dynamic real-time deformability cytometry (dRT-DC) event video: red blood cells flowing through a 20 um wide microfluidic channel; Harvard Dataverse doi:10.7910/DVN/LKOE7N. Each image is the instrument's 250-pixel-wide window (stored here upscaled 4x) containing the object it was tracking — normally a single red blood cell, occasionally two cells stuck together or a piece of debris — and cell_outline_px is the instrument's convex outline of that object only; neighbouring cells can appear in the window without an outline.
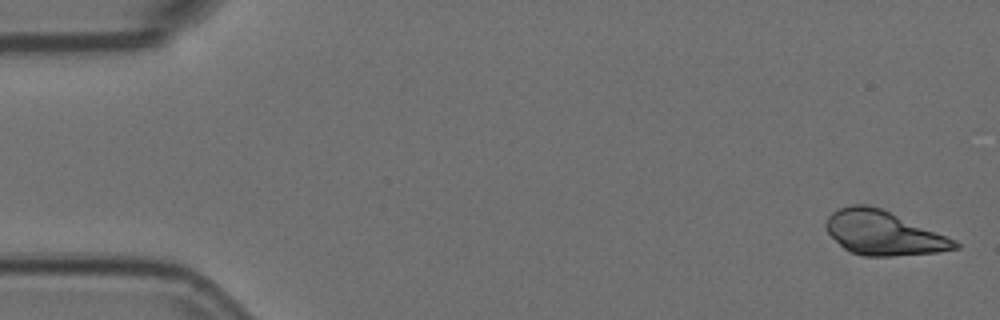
{"species": "Egyptian fruit bat (a non-hibernating species)", "species_latin": "Rousettus aegyptiacus", "temperature_condition": "room temperature", "stored_images_in_passage": 5, "camera_frame_rate_fps": 3000, "um_per_image_px": 0.085, "animal": {"sex": "female"}, "frame": {"image": 1, "passage_image": 1, "time_ms": 0.0, "image_size_px": [1000, 320], "cell_outline_px": [[960, 248], [936, 252], [892, 256], [864, 256], [848, 252], [824, 228], [824, 224], [828, 216], [836, 208], [852, 204], [864, 204], [880, 208], [956, 240], [960, 244]], "centroid_in_image_um": [75.04, 19.8], "position_along_channel_um": 10.0, "area_um2": 32.95}}